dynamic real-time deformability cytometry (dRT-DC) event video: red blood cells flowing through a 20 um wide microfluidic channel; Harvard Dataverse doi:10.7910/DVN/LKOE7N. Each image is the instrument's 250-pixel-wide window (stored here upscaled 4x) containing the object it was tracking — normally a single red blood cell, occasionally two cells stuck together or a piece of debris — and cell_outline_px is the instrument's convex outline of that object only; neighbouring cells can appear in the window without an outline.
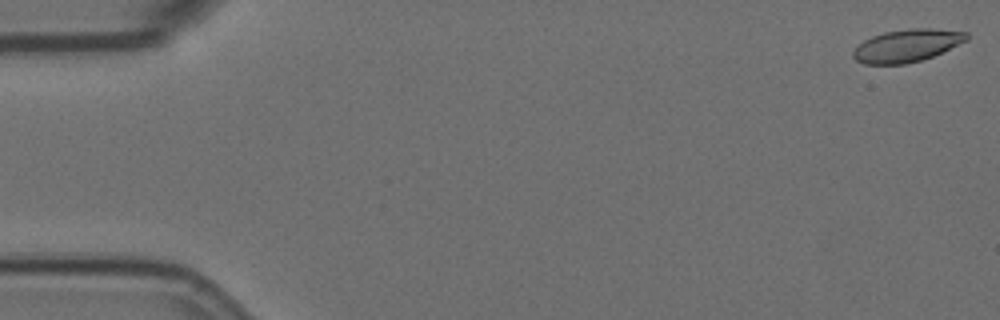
{"species": "Egyptian fruit bat (a non-hibernating species)", "species_latin": "Rousettus aegyptiacus", "temperature_condition": "room temperature", "stored_images_in_passage": 5, "camera_frame_rate_fps": 3000, "um_per_image_px": 0.085, "animal": {"sex": "female"}, "frame": {"image": 1, "passage_image": 1, "time_ms": 0.0, "image_size_px": [1000, 320], "cell_outline_px": [[968, 40], [932, 56], [908, 64], [864, 64], [856, 60], [852, 56], [852, 52], [864, 40], [872, 36], [884, 32], [908, 28], [932, 28], [968, 32]], "centroid_in_image_um": [77.08, 3.87], "position_along_channel_um": 7.9, "area_um2": 21.5}}
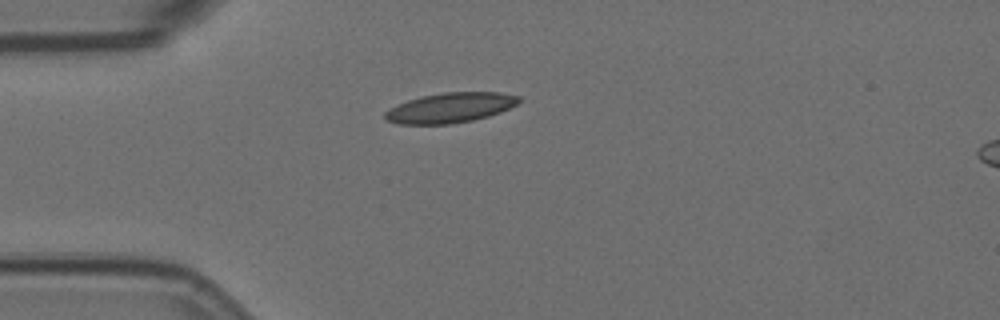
{"frame": {"image": 2, "passage_image": 5, "time_ms": 1.333, "image_size_px": [1000, 320], "cell_outline_px": [[520, 100], [516, 104], [500, 112], [488, 116], [472, 120], [452, 124], [400, 124], [388, 120], [384, 116], [384, 112], [408, 100], [420, 96], [444, 92], [500, 92], [520, 96]], "centroid_in_image_um": [38.29, 9.15], "position_along_channel_um": 46.7, "area_um2": 23.18}}